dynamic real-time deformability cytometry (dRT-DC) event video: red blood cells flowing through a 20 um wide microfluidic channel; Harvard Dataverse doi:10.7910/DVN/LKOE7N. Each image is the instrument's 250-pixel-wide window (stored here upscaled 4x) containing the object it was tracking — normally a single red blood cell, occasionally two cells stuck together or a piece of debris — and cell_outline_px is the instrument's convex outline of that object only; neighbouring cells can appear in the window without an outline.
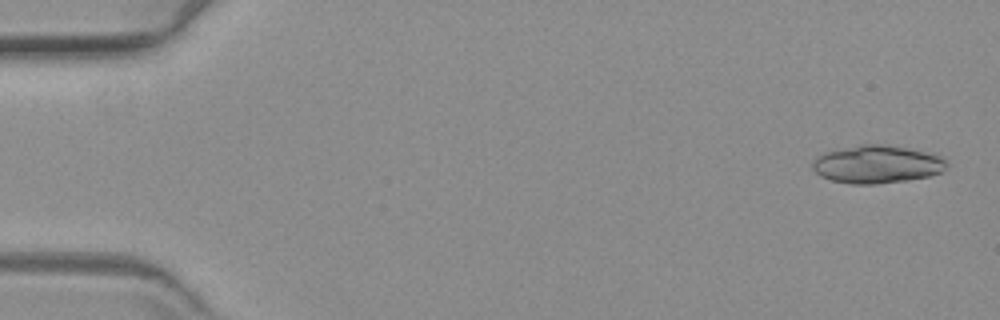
{"species": "common noctule bat (a hibernating species)", "species_latin": "Nyctalus noctula", "temperature_condition": "warm", "stored_images_in_passage": 22, "camera_frame_rate_fps": 3000, "um_per_image_px": 0.085, "animal": {"sex": "female", "body_mass_g": 19.3, "forearm_length_mm": 54.1}, "frame": {"image": 1, "passage_image": 2, "time_ms": 0.333, "image_size_px": [1000, 320], "cell_outline_px": [[948, 164], [940, 172], [928, 176], [908, 180], [876, 184], [852, 184], [832, 180], [820, 176], [812, 168], [812, 164], [816, 156], [824, 152], [860, 144], [888, 144], [908, 148], [940, 156]], "centroid_in_image_um": [74.5, 13.96], "position_along_channel_um": 10.5, "area_um2": 29.54}}
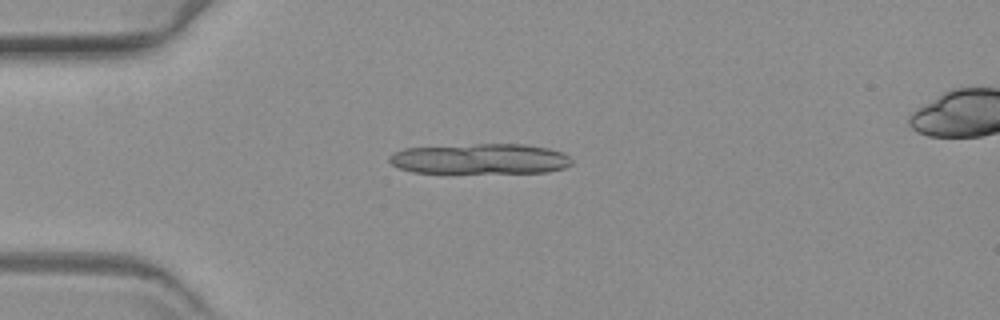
{"frame": {"image": 2, "passage_image": 15, "time_ms": 4.667, "image_size_px": [1000, 320], "cell_outline_px": [[572, 164], [564, 168], [544, 172], [412, 172], [400, 168], [392, 164], [388, 160], [388, 156], [404, 148], [476, 144], [524, 144], [548, 148], [564, 152], [572, 160]], "centroid_in_image_um": [40.83, 13.49], "position_along_channel_um": 44.2, "area_um2": 32.08}}